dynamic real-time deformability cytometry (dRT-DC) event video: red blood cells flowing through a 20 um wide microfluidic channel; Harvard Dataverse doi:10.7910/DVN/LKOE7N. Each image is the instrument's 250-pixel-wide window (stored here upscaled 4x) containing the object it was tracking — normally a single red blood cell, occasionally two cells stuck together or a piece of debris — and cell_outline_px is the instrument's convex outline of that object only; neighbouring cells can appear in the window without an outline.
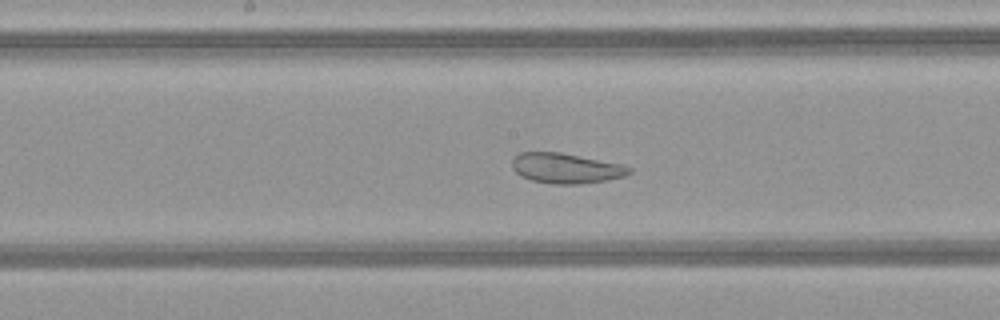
{"species": "common noctule bat (a hibernating species)", "species_latin": "Nyctalus noctula", "temperature_condition": "warm", "stored_images_in_passage": 45, "camera_frame_rate_fps": 3000, "um_per_image_px": 0.085, "animal": {"sex": "female", "body_mass_g": 21.9}, "frame": {"image": 1, "passage_image": 21, "time_ms": 6.667, "image_size_px": [1000, 320], "cell_outline_px": [[632, 172], [624, 176], [608, 180], [576, 184], [552, 184], [532, 180], [520, 176], [512, 168], [512, 156], [520, 152], [560, 152], [624, 164], [632, 168]], "centroid_in_image_um": [48.1, 14.29], "position_along_channel_um": 200.1, "area_um2": 20.81}}
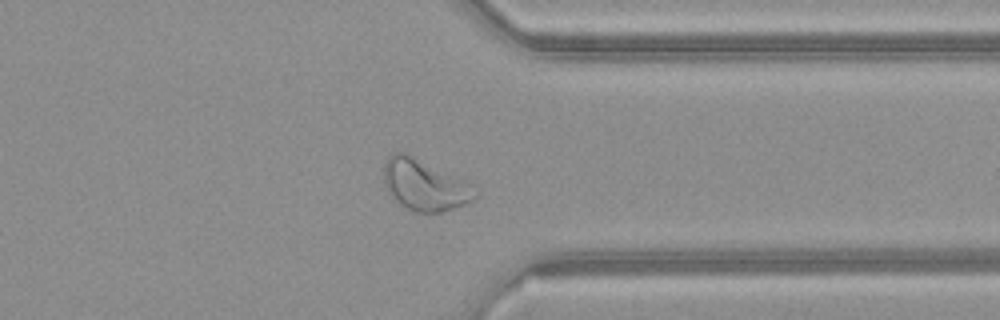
{"frame": {"image": 2, "passage_image": 34, "time_ms": 11.0, "image_size_px": [1000, 320], "cell_outline_px": [[476, 196], [472, 200], [464, 204], [440, 212], [416, 212], [400, 204], [388, 192], [384, 184], [384, 164], [388, 156], [392, 152], [404, 152], [464, 180], [468, 184]], "centroid_in_image_um": [36.01, 15.71], "position_along_channel_um": 375.4, "area_um2": 26.41}}
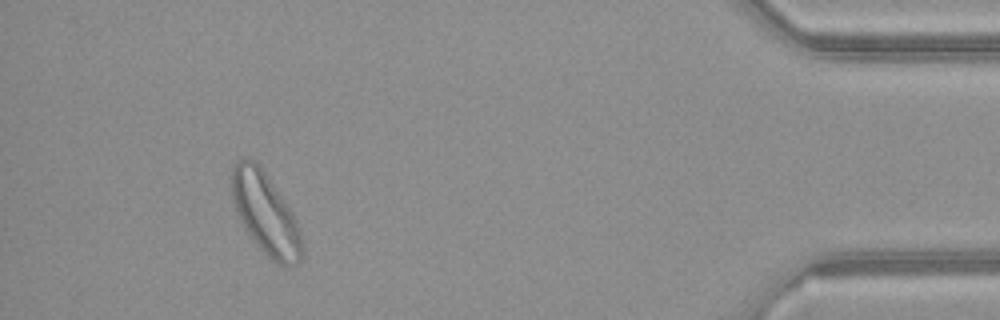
{"frame": {"image": 3, "passage_image": 41, "time_ms": 13.333, "image_size_px": [1000, 320], "cell_outline_px": [[304, 256], [296, 264], [288, 268], [272, 260], [256, 244], [240, 220], [236, 212], [232, 200], [228, 184], [228, 176], [236, 160], [244, 156], [248, 156], [256, 160], [260, 164], [296, 220], [300, 232], [304, 248]], "centroid_in_image_um": [22.51, 18.09], "position_along_channel_um": 412.7, "area_um2": 34.04}, "authors_computed_cell_mechanics": {"area_um2": 28.322, "velocity_mm_per_s": 4.1117, "shape_relaxation_time_tau1_ms": null, "shape_relaxation_time_tau2_ms": 1.0637, "deformation_change_tau1": null, "deformation_change_tau2": 0.0846}}